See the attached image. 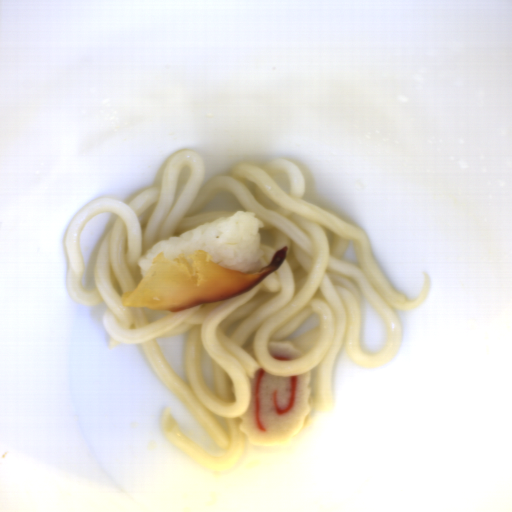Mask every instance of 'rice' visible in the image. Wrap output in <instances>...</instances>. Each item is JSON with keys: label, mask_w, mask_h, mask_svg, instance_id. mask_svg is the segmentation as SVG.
<instances>
[{"label": "rice", "mask_w": 512, "mask_h": 512, "mask_svg": "<svg viewBox=\"0 0 512 512\" xmlns=\"http://www.w3.org/2000/svg\"><path fill=\"white\" fill-rule=\"evenodd\" d=\"M265 225L255 213L236 211L196 227L181 236L158 241L140 257L137 265L145 277L153 259L162 252L167 259L190 257L196 250L209 255L212 262L227 269L254 274L261 269L264 252L259 229Z\"/></svg>", "instance_id": "652b925c"}]
</instances>
